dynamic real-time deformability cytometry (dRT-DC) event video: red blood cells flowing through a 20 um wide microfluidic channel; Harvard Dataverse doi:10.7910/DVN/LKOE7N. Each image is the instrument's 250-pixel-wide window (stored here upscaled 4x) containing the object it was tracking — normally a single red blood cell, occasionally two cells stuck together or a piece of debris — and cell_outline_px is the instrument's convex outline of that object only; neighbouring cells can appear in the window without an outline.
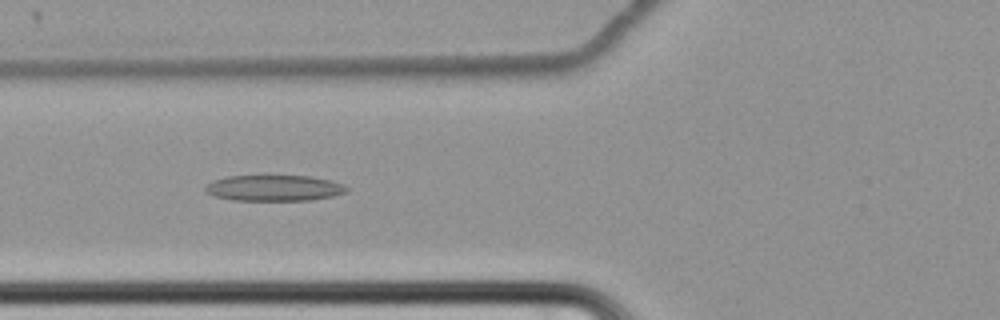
{"species": "common noctule bat (a hibernating species)", "species_latin": "Nyctalus noctula", "temperature_condition": "cold", "stored_images_in_passage": 54, "camera_frame_rate_fps": 3000, "um_per_image_px": 0.085, "animal": {"sex": "female", "body_mass_g": 22.7, "forearm_length_mm": 54.2}, "frame": {"image": 1, "passage_image": 28, "time_ms": 9.0, "image_size_px": [1000, 320], "cell_outline_px": [[348, 192], [332, 196], [312, 200], [232, 200], [212, 196], [204, 192], [204, 188], [208, 184], [216, 180], [228, 176], [264, 172], [308, 176], [328, 180], [344, 184], [348, 188]], "centroid_in_image_um": [23.26, 15.93], "position_along_channel_um": 102.5, "area_um2": 22.43}}
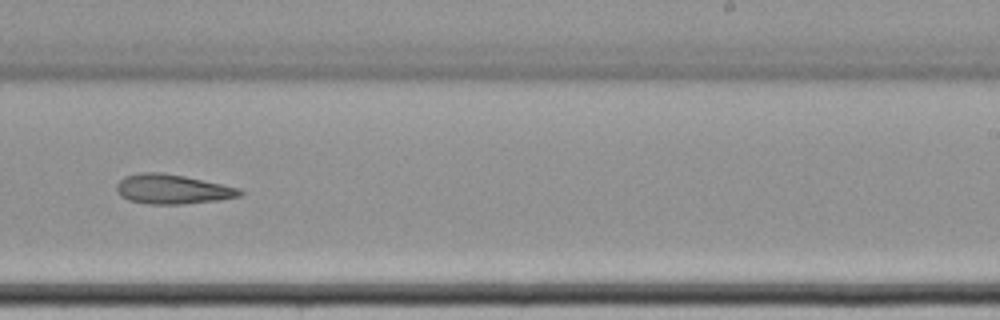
{"frame": {"image": 2, "passage_image": 43, "time_ms": 14.0, "image_size_px": [1000, 320], "cell_outline_px": [[244, 192], [240, 196], [220, 200], [184, 204], [148, 204], [128, 200], [120, 196], [116, 192], [116, 184], [124, 176], [140, 172], [160, 172], [184, 176], [240, 188]], "centroid_in_image_um": [14.63, 16.08], "position_along_channel_um": 274.4, "area_um2": 21.39}}
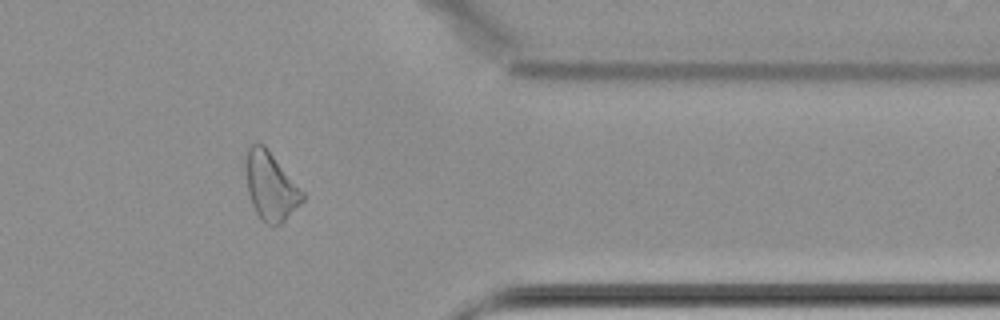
{"frame": {"image": 3, "passage_image": 54, "time_ms": 17.667, "image_size_px": [1000, 320], "cell_outline_px": [[304, 200], [280, 224], [268, 224], [260, 220], [252, 204], [248, 192], [244, 168], [244, 156], [248, 148], [252, 144], [264, 144], [268, 148], [304, 192]], "centroid_in_image_um": [22.97, 15.78], "position_along_channel_um": 388.4, "area_um2": 22.66}}